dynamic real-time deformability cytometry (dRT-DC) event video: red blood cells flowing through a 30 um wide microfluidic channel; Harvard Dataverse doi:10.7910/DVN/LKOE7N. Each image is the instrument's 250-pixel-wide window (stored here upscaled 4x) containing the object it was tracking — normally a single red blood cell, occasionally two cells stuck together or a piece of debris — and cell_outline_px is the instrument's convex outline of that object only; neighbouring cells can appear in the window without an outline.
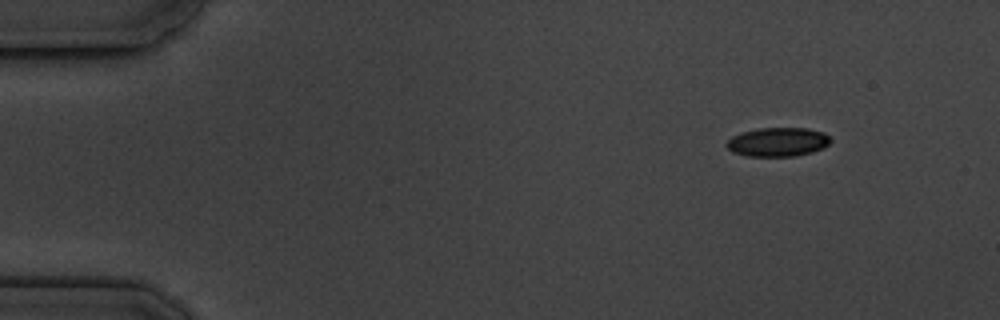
{"species": "common noctule bat (a hibernating species)", "species_latin": "Nyctalus noctula", "temperature_condition": "cold", "stored_images_in_passage": 4, "camera_frame_rate_fps": 3000, "um_per_image_px": 0.085, "animal": {"sex": "male", "body_mass_g": 19.5, "forearm_length_mm": 54.6}, "frame": {"image": 1, "passage_image": 1, "time_ms": 0.0, "image_size_px": [1000, 320], "cell_outline_px": [[832, 140], [824, 148], [812, 152], [796, 156], [748, 156], [732, 152], [724, 144], [732, 136], [744, 132], [760, 128], [808, 128], [824, 132]], "centroid_in_image_um": [66.13, 12.07], "position_along_channel_um": 18.9, "area_um2": 17.57}}
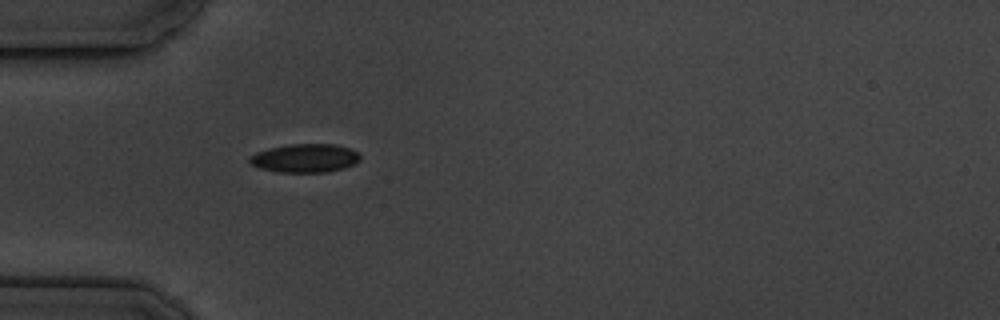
{"frame": {"image": 2, "passage_image": 4, "time_ms": 3.667, "image_size_px": [1000, 320], "cell_outline_px": [[360, 160], [356, 164], [344, 168], [328, 172], [280, 172], [260, 168], [252, 164], [248, 160], [256, 152], [268, 148], [292, 144], [336, 144], [348, 148], [356, 152], [360, 156]], "centroid_in_image_um": [25.95, 13.44], "position_along_channel_um": 59.0, "area_um2": 18.32}}